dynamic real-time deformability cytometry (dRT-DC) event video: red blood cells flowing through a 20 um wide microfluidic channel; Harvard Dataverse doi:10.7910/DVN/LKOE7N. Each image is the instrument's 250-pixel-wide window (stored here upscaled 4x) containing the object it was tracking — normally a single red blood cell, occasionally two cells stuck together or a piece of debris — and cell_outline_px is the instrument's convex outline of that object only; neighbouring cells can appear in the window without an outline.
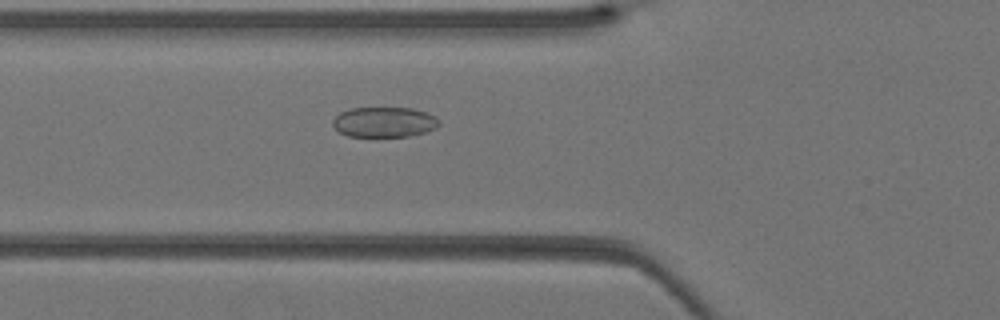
{"species": "Egyptian fruit bat (a non-hibernating species)", "species_latin": "Rousettus aegyptiacus", "temperature_condition": "warm", "stored_images_in_passage": 38, "camera_frame_rate_fps": 3000, "um_per_image_px": 0.085, "animal": {"sex": "female"}, "frame": {"image": 1, "passage_image": 12, "time_ms": 3.667, "image_size_px": [1000, 320], "cell_outline_px": [[440, 124], [436, 128], [424, 132], [408, 136], [348, 136], [340, 132], [332, 124], [332, 120], [340, 112], [348, 108], [412, 108], [428, 112], [436, 116], [440, 120]], "centroid_in_image_um": [32.68, 10.36], "position_along_channel_um": 93.1, "area_um2": 18.79}}
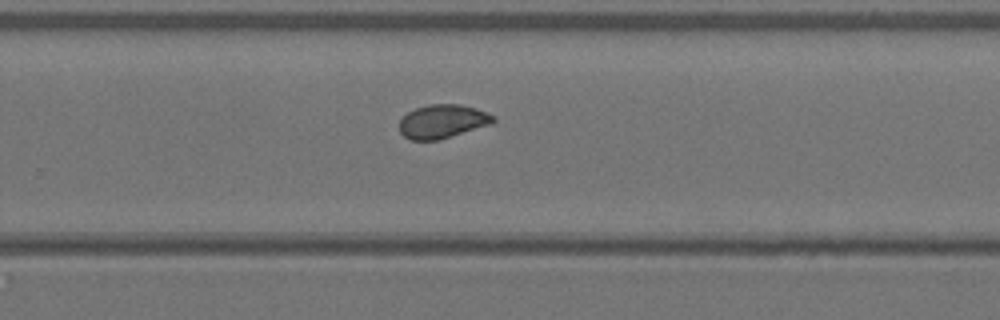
{"frame": {"image": 2, "passage_image": 24, "time_ms": 7.667, "image_size_px": [1000, 320], "cell_outline_px": [[496, 120], [492, 124], [440, 140], [412, 140], [404, 136], [400, 132], [400, 120], [408, 112], [416, 108], [432, 104], [460, 104], [476, 108], [496, 116]], "centroid_in_image_um": [37.65, 10.32], "position_along_channel_um": 292.1, "area_um2": 18.5}}
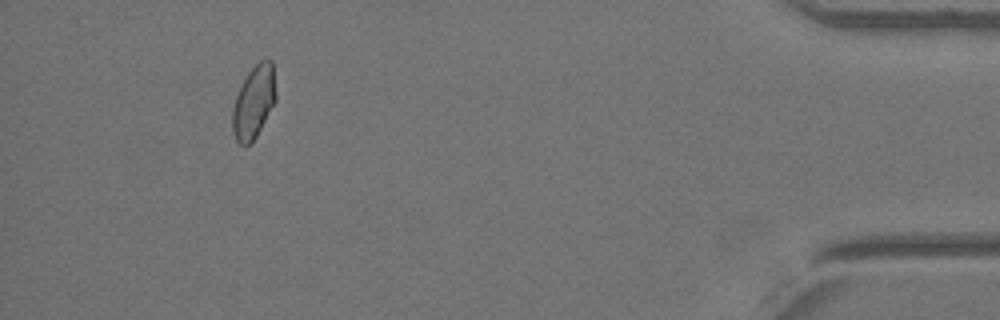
{"frame": {"image": 3, "passage_image": 35, "time_ms": 11.333, "image_size_px": [1000, 320], "cell_outline_px": [[276, 100], [252, 144], [244, 148], [236, 140], [232, 132], [232, 108], [236, 96], [248, 72], [260, 60], [272, 60], [276, 92]], "centroid_in_image_um": [21.56, 8.73], "position_along_channel_um": 413.6, "area_um2": 18.5}}